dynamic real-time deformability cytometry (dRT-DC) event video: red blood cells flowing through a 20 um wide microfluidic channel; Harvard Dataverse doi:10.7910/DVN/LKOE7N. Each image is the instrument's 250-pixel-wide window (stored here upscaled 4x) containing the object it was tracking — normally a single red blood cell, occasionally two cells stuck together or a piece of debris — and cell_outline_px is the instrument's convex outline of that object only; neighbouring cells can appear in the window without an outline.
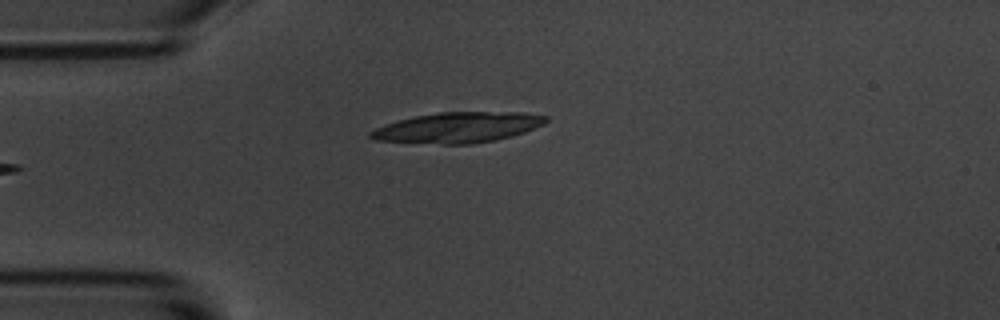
{"species": "common noctule bat (a hibernating species)", "species_latin": "Nyctalus noctula", "temperature_condition": "room temperature", "stored_images_in_passage": 5, "camera_frame_rate_fps": 3000, "um_per_image_px": 0.085, "animal": {"sex": "male", "body_mass_g": 20.1, "forearm_length_mm": 53.5}, "frame": {"image": 1, "passage_image": 5, "time_ms": 4.667, "image_size_px": [1000, 320], "cell_outline_px": [[548, 120], [544, 124], [524, 132], [512, 136], [496, 140], [472, 144], [444, 144], [372, 140], [368, 136], [368, 132], [376, 128], [400, 120], [416, 116], [440, 112], [524, 112], [548, 116]], "centroid_in_image_um": [38.95, 10.84], "position_along_channel_um": 46.0, "area_um2": 31.04}}